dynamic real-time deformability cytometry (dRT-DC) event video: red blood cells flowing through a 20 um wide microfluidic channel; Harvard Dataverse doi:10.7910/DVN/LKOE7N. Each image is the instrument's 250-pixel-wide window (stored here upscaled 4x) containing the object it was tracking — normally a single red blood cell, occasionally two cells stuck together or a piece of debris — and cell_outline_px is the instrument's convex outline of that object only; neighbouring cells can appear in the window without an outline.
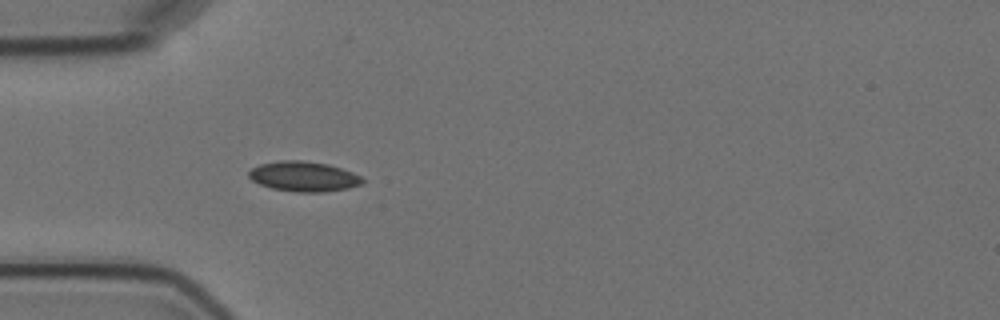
{"species": "Egyptian fruit bat (a non-hibernating species)", "species_latin": "Rousettus aegyptiacus", "temperature_condition": "cold", "stored_images_in_passage": 4, "camera_frame_rate_fps": 3000, "um_per_image_px": 0.085, "animal": {"sex": "female"}, "frame": {"image": 1, "passage_image": 4, "time_ms": 4.333, "image_size_px": [1000, 320], "cell_outline_px": [[364, 184], [348, 188], [324, 192], [296, 192], [272, 188], [260, 184], [252, 180], [248, 176], [248, 172], [252, 168], [260, 164], [280, 160], [300, 160], [328, 164], [352, 172], [360, 176], [364, 180]], "centroid_in_image_um": [25.82, 15.0], "position_along_channel_um": 59.2, "area_um2": 19.88}}